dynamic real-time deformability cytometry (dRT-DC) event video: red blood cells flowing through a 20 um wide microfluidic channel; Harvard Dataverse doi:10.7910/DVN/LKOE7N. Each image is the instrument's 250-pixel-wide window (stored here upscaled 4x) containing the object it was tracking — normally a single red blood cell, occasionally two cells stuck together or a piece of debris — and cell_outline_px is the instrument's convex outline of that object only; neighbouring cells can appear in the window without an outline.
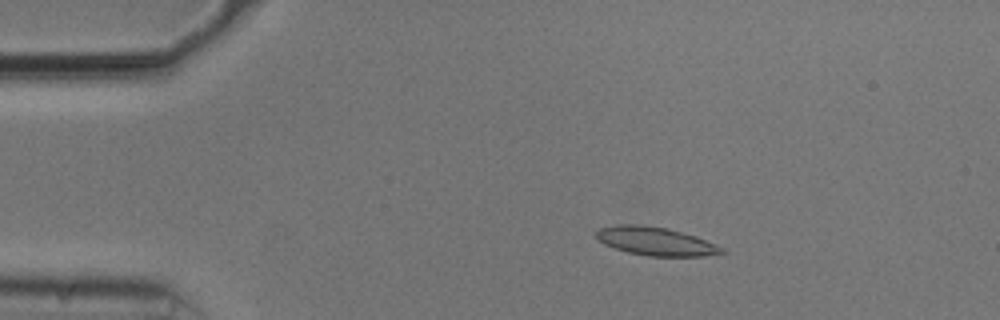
{"species": "common noctule bat (a hibernating species)", "species_latin": "Nyctalus noctula", "temperature_condition": "cold", "stored_images_in_passage": 54, "camera_frame_rate_fps": 3000, "um_per_image_px": 0.085, "animal": {"sex": "male", "body_mass_g": 20.5, "forearm_length_mm": 52.5}, "frame": {"image": 1, "passage_image": 10, "time_ms": 3.0, "image_size_px": [1000, 320], "cell_outline_px": [[728, 252], [704, 256], [648, 256], [628, 252], [604, 244], [596, 236], [596, 232], [600, 228], [620, 224], [636, 224], [668, 228], [696, 236], [724, 248]], "centroid_in_image_um": [55.76, 20.51], "position_along_channel_um": 29.2, "area_um2": 20.63}}
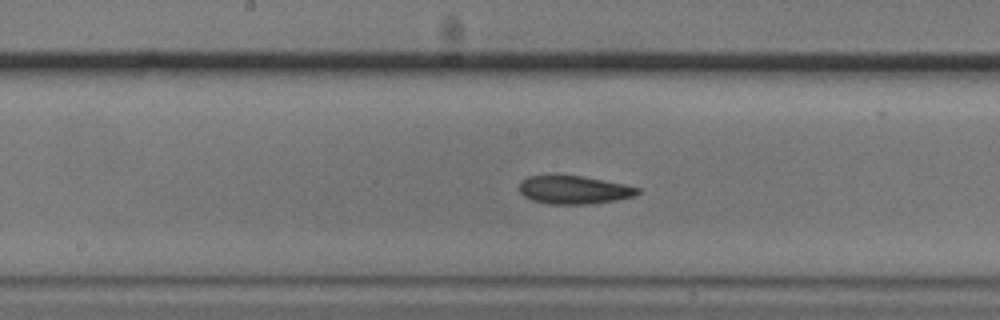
{"frame": {"image": 2, "passage_image": 28, "time_ms": 9.0, "image_size_px": [1000, 320], "cell_outline_px": [[640, 192], [632, 196], [616, 200], [592, 204], [548, 204], [532, 200], [524, 196], [520, 192], [520, 180], [528, 176], [548, 172], [556, 172], [580, 176], [624, 184], [640, 188]], "centroid_in_image_um": [48.7, 16.09], "position_along_channel_um": 199.5, "area_um2": 20.11}}
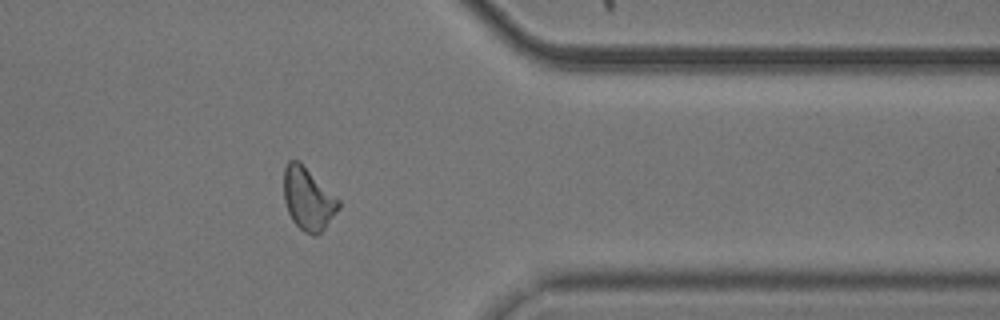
{"frame": {"image": 3, "passage_image": 44, "time_ms": 14.333, "image_size_px": [1000, 320], "cell_outline_px": [[340, 208], [324, 228], [316, 236], [312, 236], [304, 232], [292, 220], [288, 212], [284, 200], [284, 168], [288, 160], [300, 160], [340, 200]], "centroid_in_image_um": [26.18, 16.88], "position_along_channel_um": 385.2, "area_um2": 20.11}, "authors_computed_cell_mechanics": {"area_um2": 20.1144, "velocity_mm_per_s": 3.729, "shape_relaxation_time_tau1_ms": 4.6682, "shape_relaxation_time_tau2_ms": 2.3036, "deformation_change_tau1": 0.1328, "deformation_change_tau2": 0.0934}}